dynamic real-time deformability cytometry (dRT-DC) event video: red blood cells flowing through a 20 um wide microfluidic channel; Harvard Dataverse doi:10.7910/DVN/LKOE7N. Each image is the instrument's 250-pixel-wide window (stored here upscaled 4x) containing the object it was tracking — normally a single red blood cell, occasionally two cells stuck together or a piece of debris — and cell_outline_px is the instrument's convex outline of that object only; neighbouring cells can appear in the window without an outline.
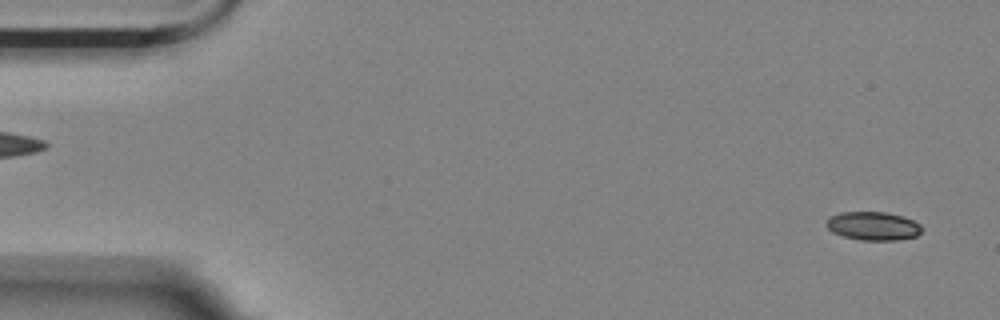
{"species": "Egyptian fruit bat (a non-hibernating species)", "species_latin": "Rousettus aegyptiacus", "temperature_condition": "room temperature", "stored_images_in_passage": 4, "segment_of_instrument_passage": [2, 2], "camera_frame_rate_fps": 3000, "um_per_image_px": 0.085, "animal": {"sex": "female"}, "frame": {"image": 1, "passage_image": 4, "time_ms": 4.333, "image_size_px": [1000, 320], "cell_outline_px": [[920, 232], [916, 236], [896, 240], [860, 240], [844, 236], [832, 232], [824, 224], [828, 216], [840, 212], [888, 212], [904, 216], [920, 224]], "centroid_in_image_um": [74.17, 19.19], "position_along_channel_um": 10.8, "area_um2": 15.95}}